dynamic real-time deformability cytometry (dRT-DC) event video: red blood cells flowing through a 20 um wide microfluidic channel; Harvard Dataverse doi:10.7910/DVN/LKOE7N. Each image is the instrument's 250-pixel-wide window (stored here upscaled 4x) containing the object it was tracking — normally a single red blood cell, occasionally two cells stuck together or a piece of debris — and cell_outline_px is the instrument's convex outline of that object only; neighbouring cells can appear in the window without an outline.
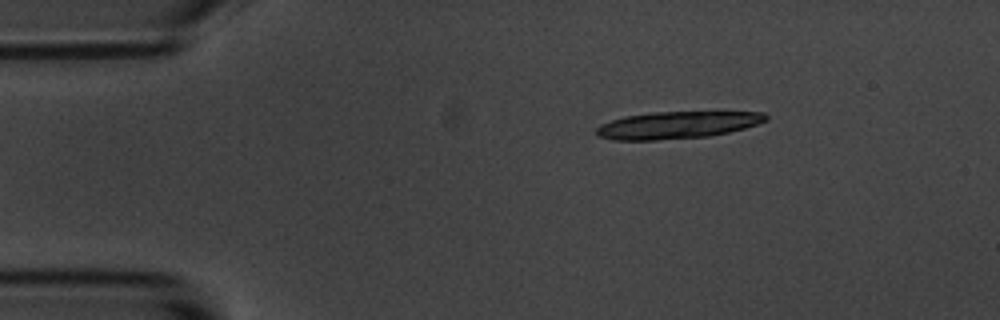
{"species": "common noctule bat (a hibernating species)", "species_latin": "Nyctalus noctula", "temperature_condition": "room temperature", "stored_images_in_passage": 4, "camera_frame_rate_fps": 3000, "um_per_image_px": 0.085, "animal": {"sex": "male", "body_mass_g": 20.1, "forearm_length_mm": 53.5}, "frame": {"image": 1, "passage_image": 1, "time_ms": 0.0, "image_size_px": [1000, 320], "cell_outline_px": [[768, 120], [744, 128], [728, 132], [708, 136], [656, 140], [612, 140], [596, 136], [596, 128], [600, 124], [624, 116], [656, 112], [764, 112], [768, 116]], "centroid_in_image_um": [57.52, 10.63], "position_along_channel_um": 27.5, "area_um2": 26.7}}